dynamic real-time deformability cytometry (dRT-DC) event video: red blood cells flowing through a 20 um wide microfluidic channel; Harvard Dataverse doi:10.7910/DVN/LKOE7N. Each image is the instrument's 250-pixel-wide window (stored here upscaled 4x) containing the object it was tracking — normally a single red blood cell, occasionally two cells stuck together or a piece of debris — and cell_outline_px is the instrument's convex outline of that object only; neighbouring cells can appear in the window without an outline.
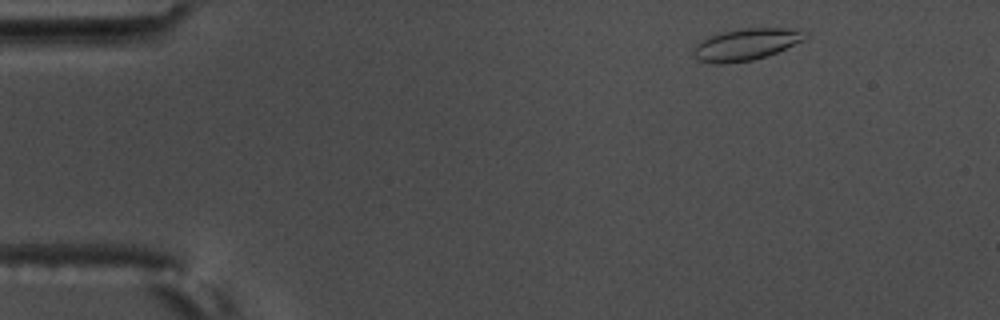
{"species": "common noctule bat (a hibernating species)", "species_latin": "Nyctalus noctula", "temperature_condition": "warm", "stored_images_in_passage": 4, "camera_frame_rate_fps": 3000, "um_per_image_px": 0.085, "animal": {"sex": "male", "body_mass_g": 17.5, "forearm_length_mm": 52.3}, "frame": {"image": 1, "passage_image": 1, "time_ms": 0.0, "image_size_px": [1000, 320], "cell_outline_px": [[808, 36], [804, 40], [776, 52], [752, 60], [720, 64], [716, 64], [696, 60], [692, 56], [692, 48], [696, 44], [712, 36], [724, 32], [740, 28], [780, 28], [808, 32]], "centroid_in_image_um": [63.37, 3.78], "position_along_channel_um": 21.6, "area_um2": 20.4}}